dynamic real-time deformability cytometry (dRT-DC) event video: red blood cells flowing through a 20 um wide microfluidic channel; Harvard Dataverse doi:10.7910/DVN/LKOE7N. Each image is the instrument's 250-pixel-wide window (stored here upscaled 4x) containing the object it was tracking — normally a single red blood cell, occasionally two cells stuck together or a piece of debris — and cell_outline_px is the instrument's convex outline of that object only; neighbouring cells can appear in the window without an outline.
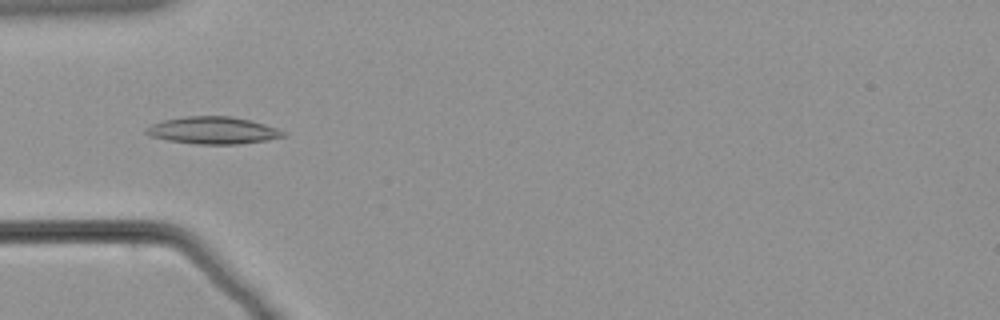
{"species": "common noctule bat (a hibernating species)", "species_latin": "Nyctalus noctula", "temperature_condition": "warm", "stored_images_in_passage": 61, "camera_frame_rate_fps": 3000, "um_per_image_px": 0.085, "animal": {"sex": "male", "body_mass_g": 21.5, "forearm_length_mm": 52.0}, "frame": {"image": 1, "passage_image": 20, "time_ms": 6.333, "image_size_px": [1000, 320], "cell_outline_px": [[288, 136], [268, 140], [240, 144], [196, 144], [168, 140], [148, 136], [144, 132], [152, 124], [164, 120], [184, 116], [228, 116], [252, 120], [276, 128], [284, 132]], "centroid_in_image_um": [18.12, 11.09], "position_along_channel_um": 66.9, "area_um2": 21.73}}
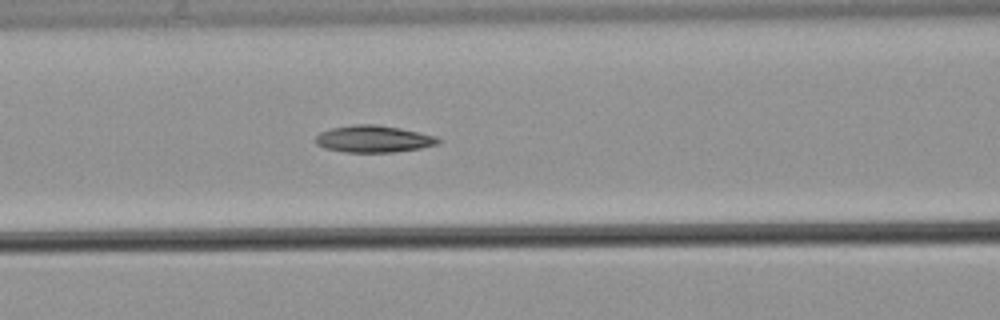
{"frame": {"image": 2, "passage_image": 26, "time_ms": 8.333, "image_size_px": [1000, 320], "cell_outline_px": [[444, 140], [436, 144], [420, 148], [396, 152], [344, 152], [324, 148], [316, 144], [316, 136], [320, 132], [332, 128], [352, 124], [376, 124], [400, 128], [436, 136]], "centroid_in_image_um": [31.75, 11.81], "position_along_channel_um": 134.8, "area_um2": 19.31}}
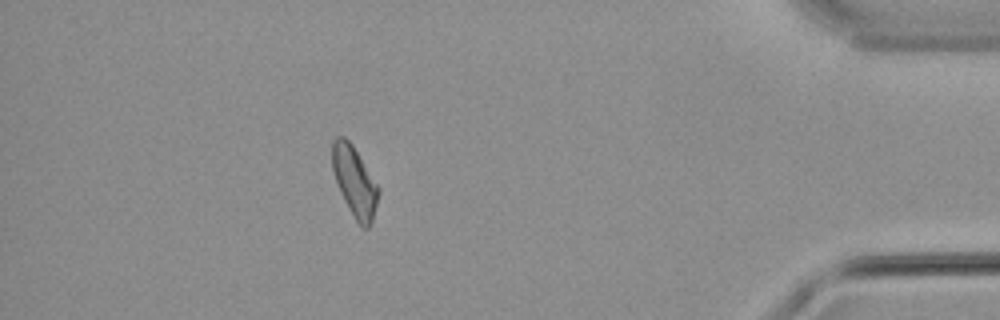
{"frame": {"image": 3, "passage_image": 54, "time_ms": 17.667, "image_size_px": [1000, 320], "cell_outline_px": [[380, 192], [372, 220], [368, 228], [360, 228], [344, 200], [340, 192], [332, 168], [332, 140], [336, 136], [344, 136], [352, 144], [380, 188]], "centroid_in_image_um": [30.14, 15.43], "position_along_channel_um": 405.1, "area_um2": 18.84}}